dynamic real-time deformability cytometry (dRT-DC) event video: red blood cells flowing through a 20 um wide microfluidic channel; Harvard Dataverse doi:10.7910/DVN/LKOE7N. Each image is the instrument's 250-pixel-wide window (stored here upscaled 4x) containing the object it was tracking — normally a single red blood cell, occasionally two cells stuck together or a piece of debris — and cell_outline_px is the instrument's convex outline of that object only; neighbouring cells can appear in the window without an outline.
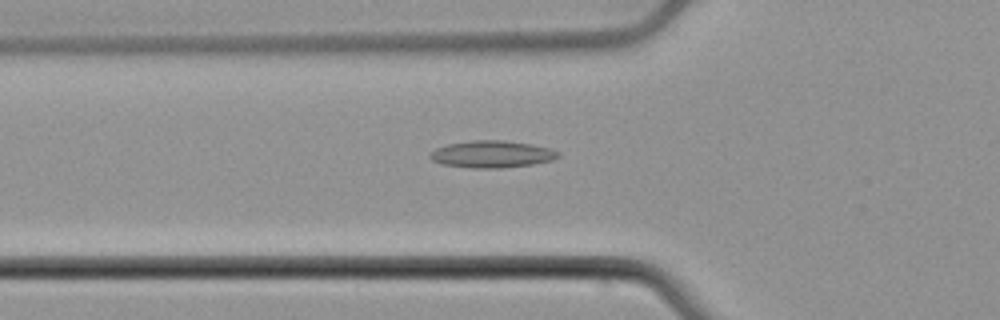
{"species": "common noctule bat (a hibernating species)", "species_latin": "Nyctalus noctula", "temperature_condition": "cold", "stored_images_in_passage": 54, "camera_frame_rate_fps": 3000, "um_per_image_px": 0.085, "animal": {"sex": "male", "body_mass_g": 21.5, "forearm_length_mm": 52.0}, "frame": {"image": 1, "passage_image": 19, "time_ms": 6.0, "image_size_px": [1000, 320], "cell_outline_px": [[560, 156], [552, 160], [532, 164], [500, 168], [472, 168], [440, 164], [432, 160], [428, 156], [436, 148], [448, 144], [472, 140], [504, 140], [532, 144], [552, 148], [560, 152]], "centroid_in_image_um": [41.83, 13.1], "position_along_channel_um": 84.0, "area_um2": 20.29}}
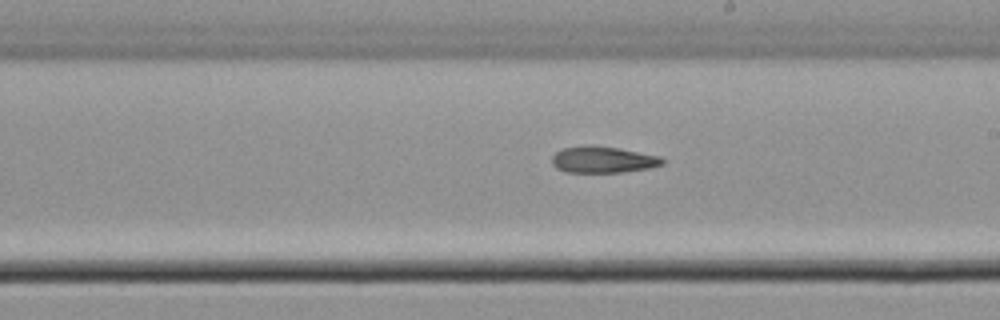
{"frame": {"image": 2, "passage_image": 31, "time_ms": 10.0, "image_size_px": [1000, 320], "cell_outline_px": [[664, 164], [648, 168], [624, 172], [568, 172], [556, 168], [552, 164], [552, 156], [560, 148], [584, 144], [592, 144], [620, 148], [660, 156], [664, 160]], "centroid_in_image_um": [51.22, 13.54], "position_along_channel_um": 237.8, "area_um2": 17.34}}
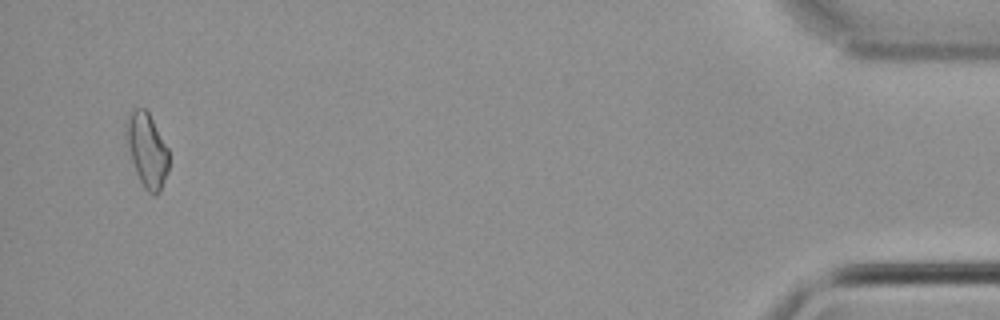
{"frame": {"image": 3, "passage_image": 52, "time_ms": 17.0, "image_size_px": [1000, 320], "cell_outline_px": [[168, 172], [160, 192], [156, 196], [152, 196], [144, 188], [136, 172], [124, 136], [124, 128], [128, 112], [136, 108], [144, 108], [148, 112], [168, 148]], "centroid_in_image_um": [12.47, 12.76], "position_along_channel_um": 422.7, "area_um2": 18.61}, "authors_computed_cell_mechanics": {"area_um2": 18.0336, "velocity_mm_per_s": 3.838, "shape_relaxation_time_tau1_ms": null, "shape_relaxation_time_tau2_ms": 8.2732, "deformation_change_tau1": null, "deformation_change_tau2": 0.1922}}